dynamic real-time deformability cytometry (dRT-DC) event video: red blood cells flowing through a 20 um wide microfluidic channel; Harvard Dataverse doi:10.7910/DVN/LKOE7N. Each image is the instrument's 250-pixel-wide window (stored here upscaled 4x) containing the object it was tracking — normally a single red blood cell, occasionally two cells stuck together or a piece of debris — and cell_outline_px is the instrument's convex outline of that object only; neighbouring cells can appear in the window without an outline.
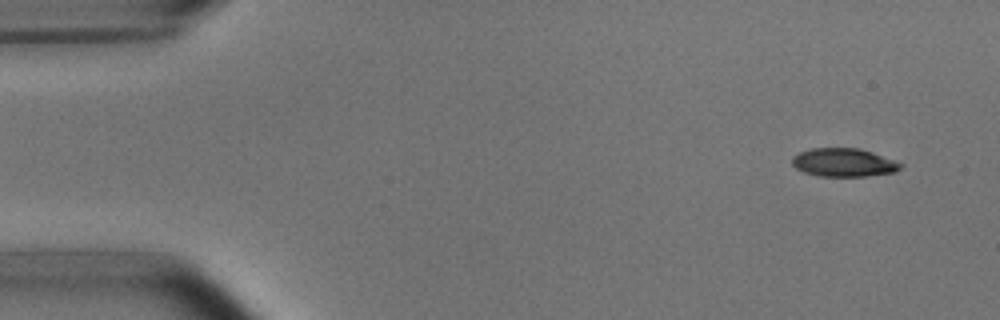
{"species": "common noctule bat (a hibernating species)", "species_latin": "Nyctalus noctula", "temperature_condition": "room temperature", "stored_images_in_passage": 52, "camera_frame_rate_fps": 3000, "um_per_image_px": 0.085, "animal": {"sex": "male", "body_mass_g": 15.6}, "frame": {"image": 1, "passage_image": 3, "time_ms": 0.667, "image_size_px": [1000, 320], "cell_outline_px": [[904, 164], [896, 172], [864, 176], [820, 176], [804, 172], [796, 168], [792, 164], [792, 156], [800, 152], [812, 148], [860, 148], [872, 152]], "centroid_in_image_um": [71.71, 13.81], "position_along_channel_um": 13.3, "area_um2": 17.86}}
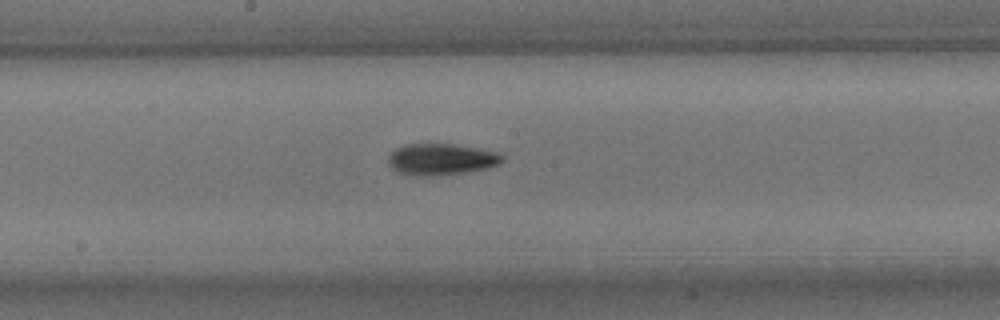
{"frame": {"image": 2, "passage_image": 27, "time_ms": 8.667, "image_size_px": [1000, 320], "cell_outline_px": [[504, 160], [496, 164], [484, 168], [464, 172], [432, 176], [420, 176], [396, 172], [388, 164], [388, 156], [396, 148], [404, 144], [456, 144], [480, 148], [504, 156]], "centroid_in_image_um": [37.43, 13.53], "position_along_channel_um": 210.8, "area_um2": 20.69}}
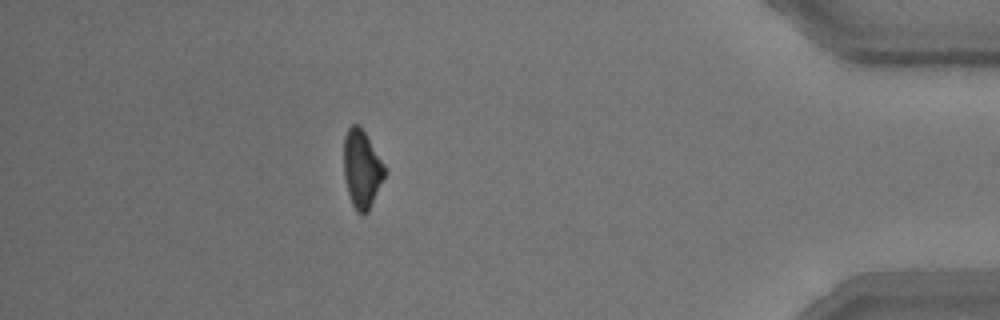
{"frame": {"image": 3, "passage_image": 46, "time_ms": 15.0, "image_size_px": [1000, 320], "cell_outline_px": [[388, 168], [368, 212], [356, 212], [352, 204], [348, 192], [344, 176], [344, 136], [348, 128], [352, 124], [360, 124]], "centroid_in_image_um": [30.77, 14.3], "position_along_channel_um": 404.4, "area_um2": 18.73}, "authors_computed_cell_mechanics": {"area_um2": 19.4208, "velocity_mm_per_s": 3.7958, "shape_relaxation_time_tau1_ms": 2.6079, "shape_relaxation_time_tau2_ms": 7.5261, "deformation_change_tau1": 0.1107, "deformation_change_tau2": 0.1529}}